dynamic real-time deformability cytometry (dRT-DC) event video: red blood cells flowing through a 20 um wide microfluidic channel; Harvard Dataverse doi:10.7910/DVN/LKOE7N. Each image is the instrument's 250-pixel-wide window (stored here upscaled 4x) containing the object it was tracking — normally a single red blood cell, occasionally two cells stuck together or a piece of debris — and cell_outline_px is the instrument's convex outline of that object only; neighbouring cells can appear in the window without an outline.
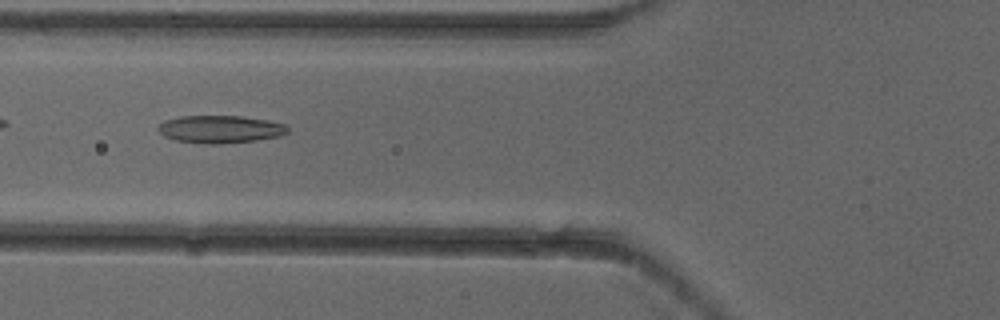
{"species": "common noctule bat (a hibernating species)", "species_latin": "Nyctalus noctula", "temperature_condition": "cold", "stored_images_in_passage": 4, "camera_frame_rate_fps": 3000, "um_per_image_px": 0.085, "animal": {"sex": "female"}, "frame": {"image": 1, "passage_image": 2, "time_ms": 0.333, "image_size_px": [1000, 320], "cell_outline_px": [[288, 132], [280, 136], [256, 140], [216, 144], [204, 144], [176, 140], [164, 136], [156, 128], [164, 120], [180, 116], [240, 116], [268, 120], [288, 124]], "centroid_in_image_um": [18.73, 10.98], "position_along_channel_um": 107.1, "area_um2": 20.92}}
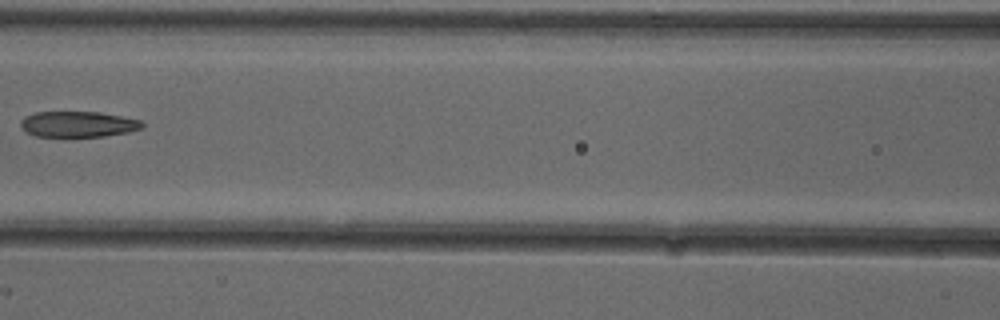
{"frame": {"image": 2, "passage_image": 3, "time_ms": 0.667, "image_size_px": [1000, 320], "cell_outline_px": [[144, 128], [128, 132], [104, 136], [72, 140], [36, 136], [28, 132], [20, 124], [20, 120], [24, 116], [36, 112], [100, 112], [140, 120], [144, 124]], "centroid_in_image_um": [6.62, 10.61], "position_along_channel_um": 160.0, "area_um2": 19.07}}
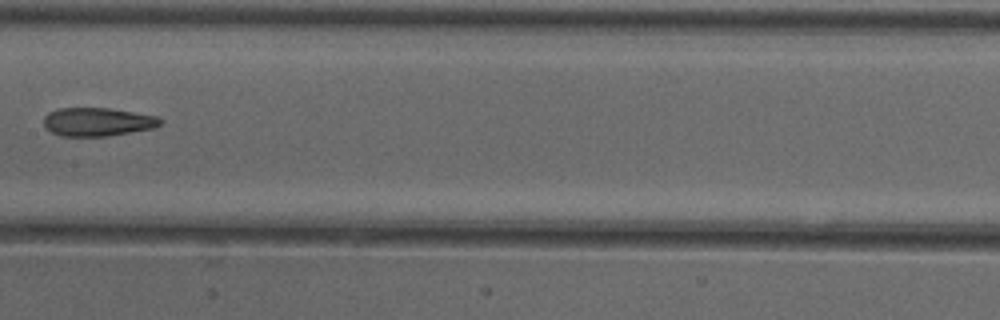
{"frame": {"image": 3, "passage_image": 4, "time_ms": 1.0, "image_size_px": [1000, 320], "cell_outline_px": [[164, 120], [160, 124], [152, 128], [108, 136], [60, 136], [52, 132], [44, 124], [44, 116], [48, 112], [60, 108], [108, 108], [156, 116]], "centroid_in_image_um": [8.27, 10.36], "position_along_channel_um": 199.1, "area_um2": 19.13}}